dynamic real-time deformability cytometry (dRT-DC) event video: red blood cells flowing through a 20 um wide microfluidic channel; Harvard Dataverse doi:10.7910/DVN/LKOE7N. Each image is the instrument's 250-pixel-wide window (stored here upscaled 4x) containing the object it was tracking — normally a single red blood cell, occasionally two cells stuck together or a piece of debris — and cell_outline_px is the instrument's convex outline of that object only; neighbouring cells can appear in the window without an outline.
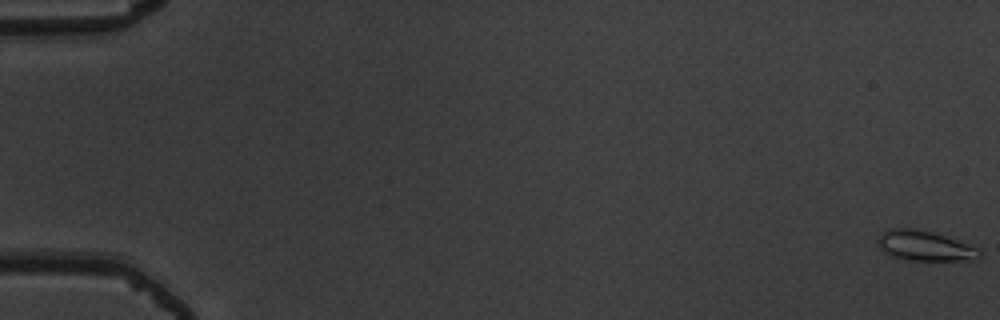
{"species": "common noctule bat (a hibernating species)", "species_latin": "Nyctalus noctula", "temperature_condition": "warm", "stored_images_in_passage": 17, "camera_frame_rate_fps": 3000, "um_per_image_px": 0.085, "animal": {"sex": "male", "body_mass_g": 19.5, "forearm_length_mm": 54.6}, "frame": {"image": 1, "passage_image": 1, "time_ms": 0.0, "image_size_px": [1000, 320], "cell_outline_px": [[980, 256], [976, 260], [912, 260], [892, 256], [884, 252], [876, 244], [876, 240], [888, 228], [912, 228], [932, 232], [944, 236], [964, 244], [980, 252]], "centroid_in_image_um": [78.5, 20.89], "position_along_channel_um": 6.5, "area_um2": 17.28}}